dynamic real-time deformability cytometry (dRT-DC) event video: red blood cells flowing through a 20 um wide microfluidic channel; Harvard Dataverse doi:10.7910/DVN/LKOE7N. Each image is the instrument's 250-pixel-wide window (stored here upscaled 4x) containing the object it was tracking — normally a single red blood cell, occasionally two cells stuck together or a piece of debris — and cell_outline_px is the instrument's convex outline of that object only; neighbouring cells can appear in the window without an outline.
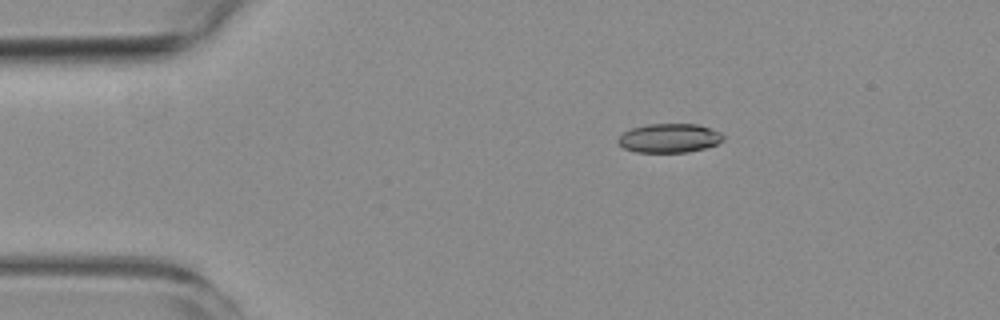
{"species": "common noctule bat (a hibernating species)", "species_latin": "Nyctalus noctula", "temperature_condition": "room temperature", "stored_images_in_passage": 6, "camera_frame_rate_fps": 3000, "um_per_image_px": 0.085, "animal": {"sex": "female", "body_mass_g": 19.3, "forearm_length_mm": 54.1}, "frame": {"image": 1, "passage_image": 3, "time_ms": 2.667, "image_size_px": [1000, 320], "cell_outline_px": [[724, 140], [716, 144], [704, 148], [688, 152], [636, 152], [624, 148], [616, 140], [624, 132], [632, 128], [648, 124], [700, 124], [720, 132], [724, 136]], "centroid_in_image_um": [56.91, 11.73], "position_along_channel_um": 28.1, "area_um2": 17.74}}
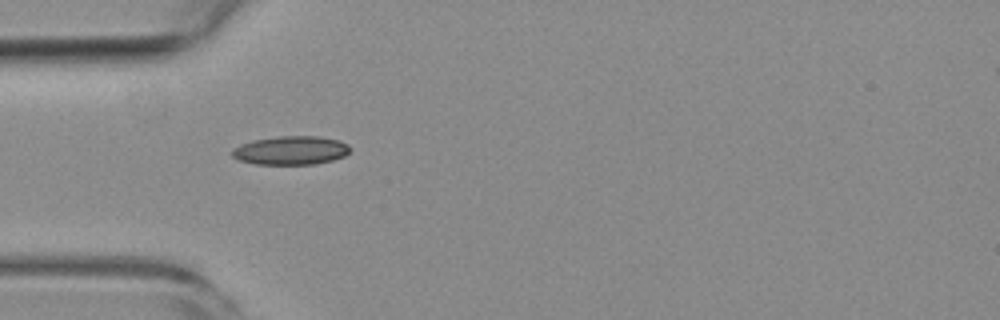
{"frame": {"image": 2, "passage_image": 5, "time_ms": 5.0, "image_size_px": [1000, 320], "cell_outline_px": [[352, 148], [344, 156], [332, 160], [316, 164], [256, 164], [240, 160], [232, 156], [232, 148], [240, 144], [252, 140], [276, 136], [320, 136], [340, 140], [348, 144]], "centroid_in_image_um": [24.73, 12.77], "position_along_channel_um": 60.3, "area_um2": 19.88}}
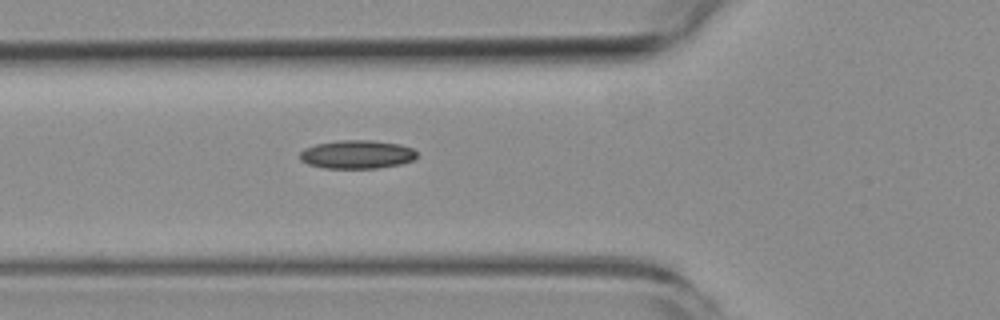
{"frame": {"image": 3, "passage_image": 6, "time_ms": 6.0, "image_size_px": [1000, 320], "cell_outline_px": [[416, 160], [400, 164], [380, 168], [324, 168], [308, 164], [300, 160], [300, 152], [304, 148], [316, 144], [336, 140], [372, 140], [400, 144], [412, 148], [416, 152]], "centroid_in_image_um": [30.35, 13.12], "position_along_channel_um": 95.5, "area_um2": 19.59}}